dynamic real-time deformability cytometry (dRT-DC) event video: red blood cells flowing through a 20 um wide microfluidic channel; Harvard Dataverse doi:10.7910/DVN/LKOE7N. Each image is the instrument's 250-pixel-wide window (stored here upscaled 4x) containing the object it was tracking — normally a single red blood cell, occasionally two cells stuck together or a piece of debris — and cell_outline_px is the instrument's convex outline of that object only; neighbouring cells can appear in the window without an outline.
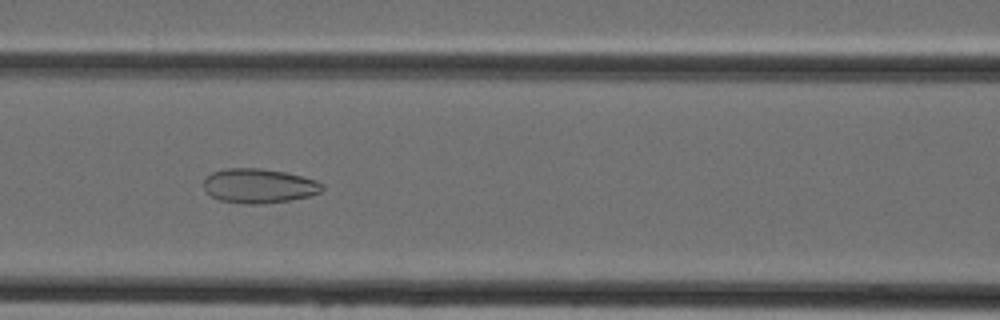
{"species": "Egyptian fruit bat (a non-hibernating species)", "species_latin": "Rousettus aegyptiacus", "temperature_condition": "cold", "stored_images_in_passage": 38, "camera_frame_rate_fps": 3000, "um_per_image_px": 0.085, "animal": {"sex": "female"}, "frame": {"image": 1, "passage_image": 15, "time_ms": 4.667, "image_size_px": [1000, 320], "cell_outline_px": [[324, 188], [320, 192], [308, 196], [292, 200], [264, 204], [248, 204], [220, 200], [212, 196], [204, 188], [204, 176], [212, 172], [224, 168], [260, 168], [288, 172], [316, 180], [324, 184]], "centroid_in_image_um": [22.02, 15.79], "position_along_channel_um": 144.6, "area_um2": 24.04}}
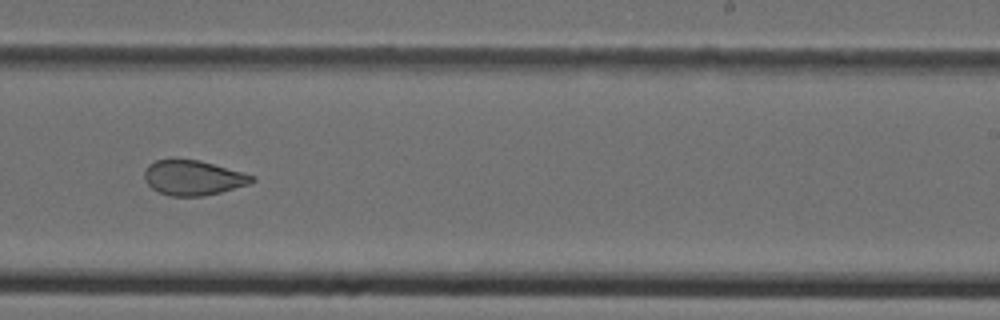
{"frame": {"image": 2, "passage_image": 24, "time_ms": 7.667, "image_size_px": [1000, 320], "cell_outline_px": [[256, 180], [248, 184], [220, 192], [204, 196], [168, 196], [152, 188], [144, 180], [144, 172], [148, 164], [156, 160], [200, 160], [244, 172], [256, 176]], "centroid_in_image_um": [16.43, 15.11], "position_along_channel_um": 272.6, "area_um2": 21.85}}
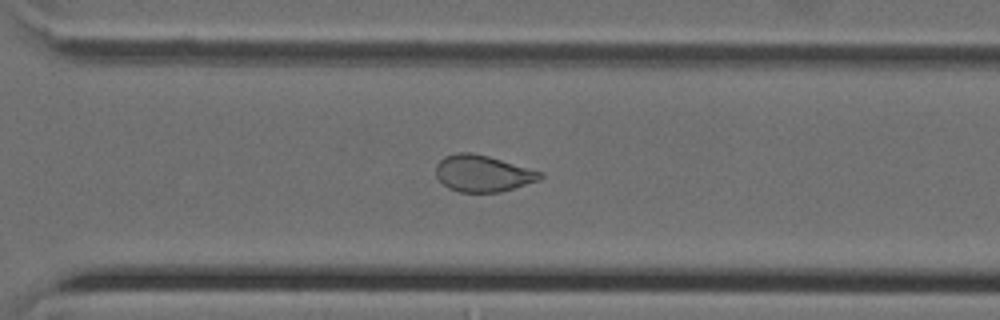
{"frame": {"image": 3, "passage_image": 28, "time_ms": 9.0, "image_size_px": [1000, 320], "cell_outline_px": [[544, 176], [540, 180], [500, 192], [460, 192], [448, 188], [436, 176], [436, 164], [444, 156], [456, 152], [472, 152], [488, 156], [544, 172]], "centroid_in_image_um": [41.04, 14.73], "position_along_channel_um": 329.6, "area_um2": 22.31}}